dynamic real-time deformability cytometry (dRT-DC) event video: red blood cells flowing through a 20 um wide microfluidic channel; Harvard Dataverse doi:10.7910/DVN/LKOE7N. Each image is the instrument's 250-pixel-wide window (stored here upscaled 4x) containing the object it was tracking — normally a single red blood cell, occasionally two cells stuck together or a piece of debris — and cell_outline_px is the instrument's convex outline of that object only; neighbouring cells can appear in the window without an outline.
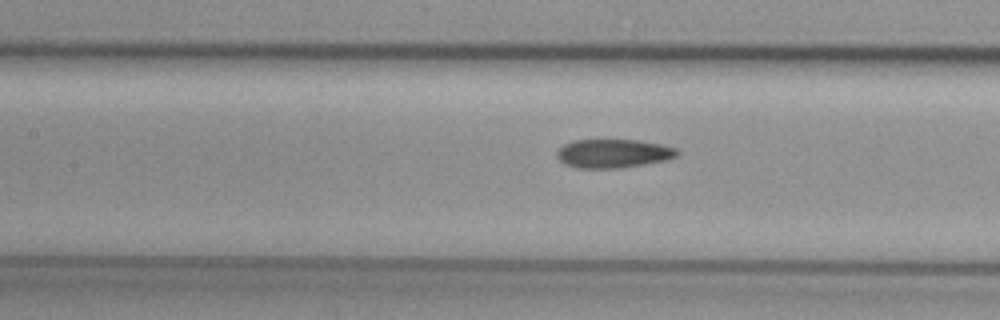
{"species": "common noctule bat (a hibernating species)", "species_latin": "Nyctalus noctula", "temperature_condition": "cold", "stored_images_in_passage": 24, "camera_frame_rate_fps": 3000, "um_per_image_px": 0.085, "animal": {"sex": "female", "body_mass_g": 29.2, "forearm_length_mm": 56.3}, "frame": {"image": 1, "passage_image": 11, "time_ms": 3.333, "image_size_px": [1000, 320], "cell_outline_px": [[680, 152], [676, 156], [664, 160], [644, 164], [620, 168], [576, 168], [564, 164], [556, 156], [556, 152], [564, 144], [576, 140], [640, 140], [660, 144], [676, 148]], "centroid_in_image_um": [52.11, 13.05], "position_along_channel_um": 155.3, "area_um2": 20.06}}
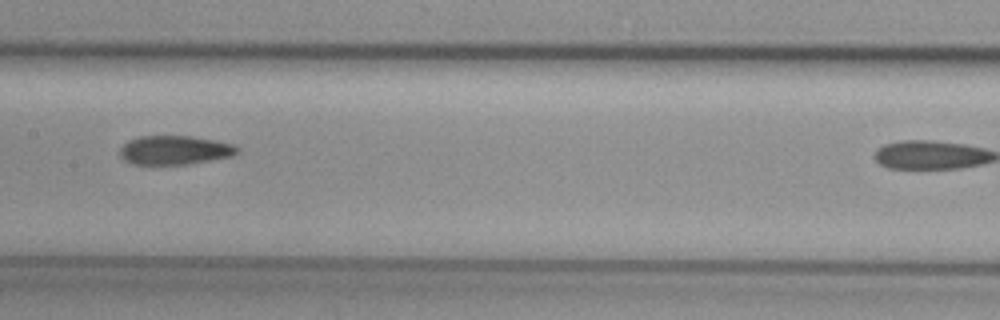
{"frame": {"image": 2, "passage_image": 14, "time_ms": 4.333, "image_size_px": [1000, 320], "cell_outline_px": [[240, 152], [232, 156], [188, 164], [132, 164], [124, 160], [120, 156], [120, 148], [128, 140], [140, 136], [192, 136], [232, 144], [240, 148]], "centroid_in_image_um": [14.84, 12.76], "position_along_channel_um": 192.6, "area_um2": 19.77}}